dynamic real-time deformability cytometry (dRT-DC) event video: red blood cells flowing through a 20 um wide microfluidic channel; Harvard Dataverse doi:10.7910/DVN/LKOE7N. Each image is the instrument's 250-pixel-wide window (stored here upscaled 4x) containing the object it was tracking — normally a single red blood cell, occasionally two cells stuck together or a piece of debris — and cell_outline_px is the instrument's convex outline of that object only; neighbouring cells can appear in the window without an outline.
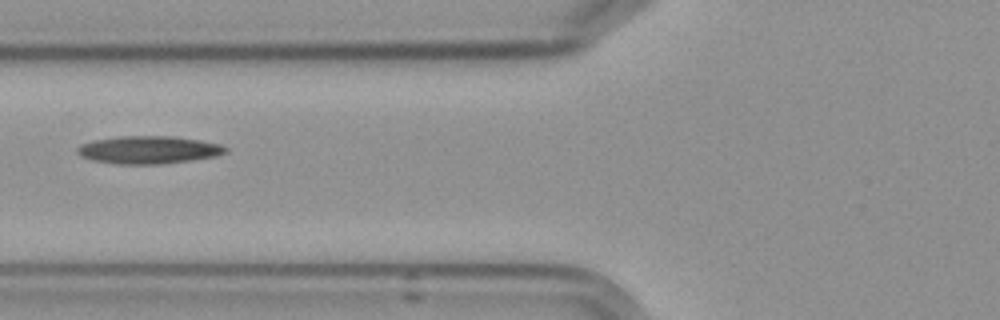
{"species": "Egyptian fruit bat (a non-hibernating species)", "species_latin": "Rousettus aegyptiacus", "temperature_condition": "cold", "stored_images_in_passage": 7, "camera_frame_rate_fps": 3000, "um_per_image_px": 0.085, "frame": {"image": 1, "passage_image": 7, "time_ms": 7.667, "image_size_px": [1000, 320], "cell_outline_px": [[228, 152], [216, 156], [160, 164], [116, 164], [92, 160], [80, 156], [76, 152], [76, 148], [80, 144], [92, 140], [120, 136], [176, 136], [200, 140], [220, 144], [228, 148]], "centroid_in_image_um": [12.6, 12.73], "position_along_channel_um": 113.2, "area_um2": 24.1}}